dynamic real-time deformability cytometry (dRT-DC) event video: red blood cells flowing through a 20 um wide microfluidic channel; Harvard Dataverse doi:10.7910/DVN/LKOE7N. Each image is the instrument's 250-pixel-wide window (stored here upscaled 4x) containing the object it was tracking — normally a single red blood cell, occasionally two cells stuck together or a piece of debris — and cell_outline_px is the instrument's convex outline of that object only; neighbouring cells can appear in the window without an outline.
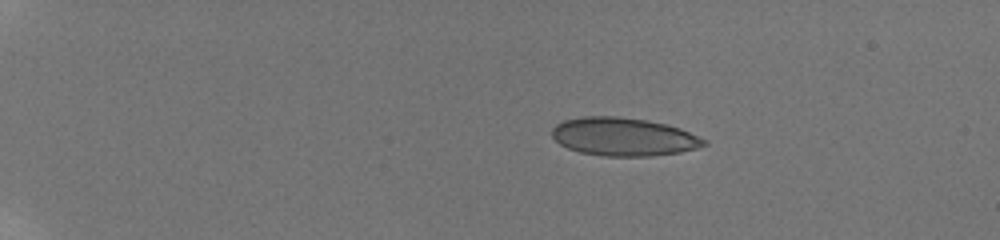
{"species": "human", "species_latin": "Homo sapiens", "temperature_condition": "room temperature", "stored_images_in_passage": 24, "camera_frame_rate_fps": 3000, "um_per_image_px": 0.085, "donor": {"sex": "male"}, "frame": {"image": 1, "passage_image": 1, "time_ms": 0.0, "image_size_px": [1000, 240], "cell_outline_px": [[708, 144], [696, 148], [680, 152], [652, 156], [604, 156], [580, 152], [568, 148], [560, 144], [552, 136], [552, 128], [556, 124], [564, 120], [584, 116], [616, 116], [644, 120], [664, 124], [680, 128], [708, 140]], "centroid_in_image_um": [53.0, 11.63], "position_along_channel_um": 32.0, "area_um2": 33.76}}
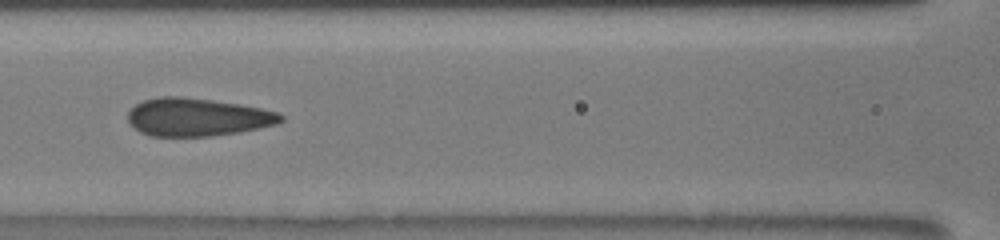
{"frame": {"image": 2, "passage_image": 15, "time_ms": 4.667, "image_size_px": [1000, 240], "cell_outline_px": [[284, 120], [276, 124], [240, 132], [212, 136], [152, 136], [140, 132], [128, 124], [128, 112], [136, 104], [144, 100], [160, 96], [184, 96], [240, 104], [280, 112], [284, 116]], "centroid_in_image_um": [16.77, 9.95], "position_along_channel_um": 149.8, "area_um2": 34.04}}
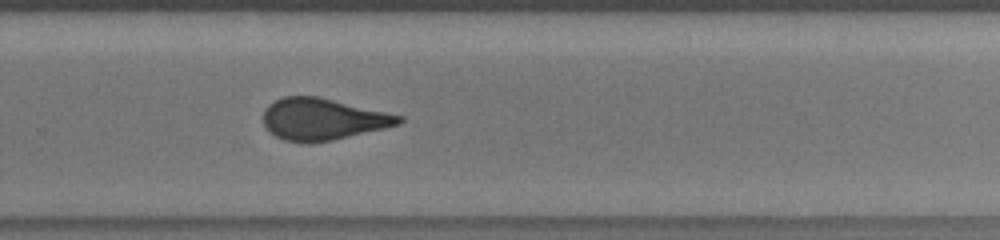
{"frame": {"image": 3, "passage_image": 24, "time_ms": 7.667, "image_size_px": [1000, 240], "cell_outline_px": [[404, 120], [400, 124], [384, 128], [332, 140], [304, 144], [284, 140], [276, 136], [264, 128], [264, 108], [268, 104], [284, 96], [320, 96], [404, 116]], "centroid_in_image_um": [27.42, 10.12], "position_along_channel_um": 302.4, "area_um2": 33.18}}